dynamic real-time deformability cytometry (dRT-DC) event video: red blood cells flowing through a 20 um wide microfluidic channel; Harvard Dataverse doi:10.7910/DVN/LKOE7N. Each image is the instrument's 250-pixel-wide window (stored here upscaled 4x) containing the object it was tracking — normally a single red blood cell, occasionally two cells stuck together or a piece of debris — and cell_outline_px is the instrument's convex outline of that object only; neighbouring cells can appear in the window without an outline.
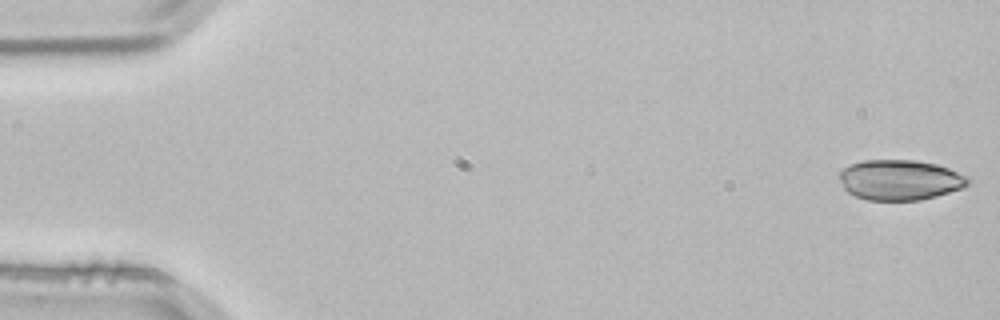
{"species": "common noctule bat (a hibernating species)", "species_latin": "Nyctalus noctula", "temperature_condition": "room temperature", "stored_images_in_passage": 3, "camera_frame_rate_fps": 3000, "um_per_image_px": 0.085, "animal": {"sex": "male", "body_mass_g": 21.5, "forearm_length_mm": 52.0}, "frame": {"image": 1, "passage_image": 1, "time_ms": 0.0, "image_size_px": [1000, 320], "cell_outline_px": [[972, 180], [964, 188], [936, 196], [920, 200], [868, 200], [856, 196], [848, 192], [844, 188], [840, 180], [840, 172], [844, 168], [852, 164], [864, 160], [916, 160], [936, 164], [948, 168], [968, 176]], "centroid_in_image_um": [76.54, 15.29], "position_along_channel_um": 8.5, "area_um2": 30.23}}
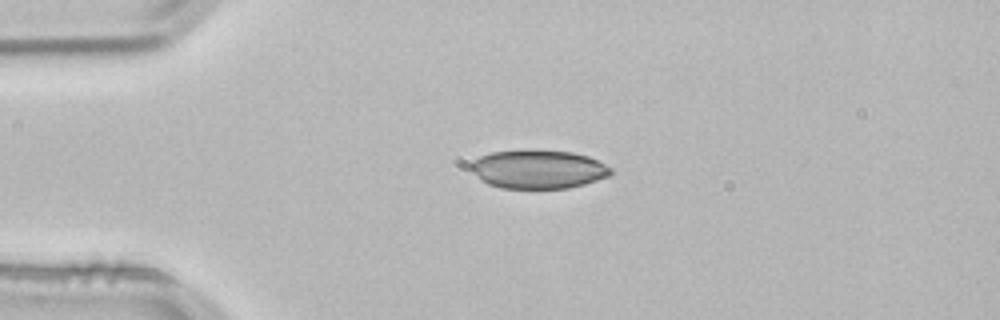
{"frame": {"image": 2, "passage_image": 3, "time_ms": 0.667, "image_size_px": [1000, 320], "cell_outline_px": [[612, 172], [608, 176], [584, 184], [568, 188], [500, 188], [488, 184], [480, 180], [468, 168], [468, 164], [472, 160], [480, 156], [492, 152], [524, 148], [528, 148], [572, 152], [588, 156], [612, 168]], "centroid_in_image_um": [45.67, 14.36], "position_along_channel_um": 39.3, "area_um2": 32.14}}